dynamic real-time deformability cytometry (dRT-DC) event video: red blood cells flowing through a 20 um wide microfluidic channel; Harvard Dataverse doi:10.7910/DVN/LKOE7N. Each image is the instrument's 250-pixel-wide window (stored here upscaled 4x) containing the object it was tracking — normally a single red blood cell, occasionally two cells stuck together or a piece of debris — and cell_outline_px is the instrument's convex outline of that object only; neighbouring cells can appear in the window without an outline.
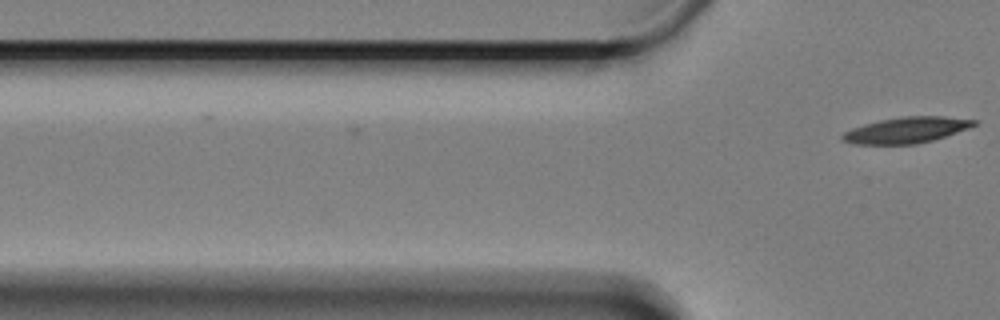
{"species": "Egyptian fruit bat (a non-hibernating species)", "species_latin": "Rousettus aegyptiacus", "temperature_condition": "cold", "stored_images_in_passage": 3, "camera_frame_rate_fps": 3000, "um_per_image_px": 0.085, "animal": {"sex": "female"}, "frame": {"image": 1, "passage_image": 3, "time_ms": 0.667, "image_size_px": [1000, 320], "cell_outline_px": [[980, 120], [976, 124], [968, 128], [932, 140], [916, 144], [852, 144], [840, 140], [840, 136], [844, 132], [852, 128], [864, 124], [880, 120], [900, 116], [944, 116]], "centroid_in_image_um": [77.01, 11.05], "position_along_channel_um": 48.8, "area_um2": 19.94}}